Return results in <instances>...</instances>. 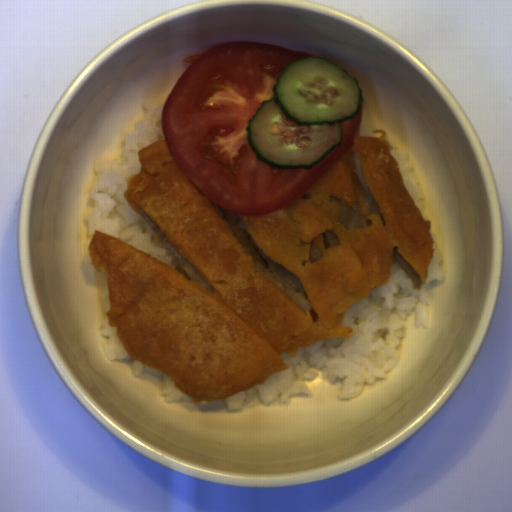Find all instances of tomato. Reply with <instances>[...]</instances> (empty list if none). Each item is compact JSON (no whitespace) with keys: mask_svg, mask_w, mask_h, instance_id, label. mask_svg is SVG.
Here are the masks:
<instances>
[{"mask_svg":"<svg viewBox=\"0 0 512 512\" xmlns=\"http://www.w3.org/2000/svg\"><path fill=\"white\" fill-rule=\"evenodd\" d=\"M317 58L260 42H224L192 62L166 98L161 130L170 154L191 184L217 206L237 215L281 211L303 197L354 145L363 104L340 122L341 141L310 169L272 168L248 143L249 120L274 98L277 78L289 64Z\"/></svg>","mask_w":512,"mask_h":512,"instance_id":"obj_1","label":"tomato"}]
</instances>
